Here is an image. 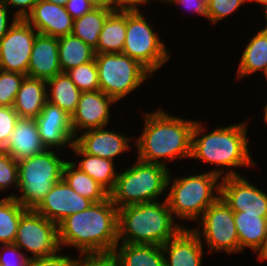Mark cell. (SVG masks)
<instances>
[{"label":"cell","instance_id":"6da1fadb","mask_svg":"<svg viewBox=\"0 0 267 266\" xmlns=\"http://www.w3.org/2000/svg\"><path fill=\"white\" fill-rule=\"evenodd\" d=\"M248 125V121L222 127L219 125L209 132L201 120H196L190 160L197 159L203 164H211V167L214 165V169L208 171L220 178L241 176L238 167H248V171L256 169L257 164L249 149Z\"/></svg>","mask_w":267,"mask_h":266},{"label":"cell","instance_id":"7a4b0ae2","mask_svg":"<svg viewBox=\"0 0 267 266\" xmlns=\"http://www.w3.org/2000/svg\"><path fill=\"white\" fill-rule=\"evenodd\" d=\"M167 112L158 107L155 111L143 113L142 132L137 139L134 138L137 159L167 167V163L190 159L196 119L180 118Z\"/></svg>","mask_w":267,"mask_h":266},{"label":"cell","instance_id":"3957f363","mask_svg":"<svg viewBox=\"0 0 267 266\" xmlns=\"http://www.w3.org/2000/svg\"><path fill=\"white\" fill-rule=\"evenodd\" d=\"M61 250L74 248L79 254L113 252L118 244V208L110 197L66 217L58 224Z\"/></svg>","mask_w":267,"mask_h":266},{"label":"cell","instance_id":"277c9868","mask_svg":"<svg viewBox=\"0 0 267 266\" xmlns=\"http://www.w3.org/2000/svg\"><path fill=\"white\" fill-rule=\"evenodd\" d=\"M184 226L174 219L166 197L118 209V243L162 246Z\"/></svg>","mask_w":267,"mask_h":266},{"label":"cell","instance_id":"5b68a950","mask_svg":"<svg viewBox=\"0 0 267 266\" xmlns=\"http://www.w3.org/2000/svg\"><path fill=\"white\" fill-rule=\"evenodd\" d=\"M191 174L175 177L170 171L165 197L174 219L195 223L220 197L221 178L210 171Z\"/></svg>","mask_w":267,"mask_h":266},{"label":"cell","instance_id":"8992f818","mask_svg":"<svg viewBox=\"0 0 267 266\" xmlns=\"http://www.w3.org/2000/svg\"><path fill=\"white\" fill-rule=\"evenodd\" d=\"M135 159L129 168L126 166V169L120 170L114 189L109 193L112 203L118 209L159 201L163 194L166 195L170 168Z\"/></svg>","mask_w":267,"mask_h":266},{"label":"cell","instance_id":"52a82bcc","mask_svg":"<svg viewBox=\"0 0 267 266\" xmlns=\"http://www.w3.org/2000/svg\"><path fill=\"white\" fill-rule=\"evenodd\" d=\"M59 151L47 149L41 154L18 161L20 193L14 191L7 197H13L24 208L34 210L54 184L62 179L63 168L68 158H64V155L62 157Z\"/></svg>","mask_w":267,"mask_h":266},{"label":"cell","instance_id":"ba28073f","mask_svg":"<svg viewBox=\"0 0 267 266\" xmlns=\"http://www.w3.org/2000/svg\"><path fill=\"white\" fill-rule=\"evenodd\" d=\"M142 11L144 9L126 11V40L122 53L137 60L154 76L172 54Z\"/></svg>","mask_w":267,"mask_h":266},{"label":"cell","instance_id":"9c48e42d","mask_svg":"<svg viewBox=\"0 0 267 266\" xmlns=\"http://www.w3.org/2000/svg\"><path fill=\"white\" fill-rule=\"evenodd\" d=\"M94 60L100 90L117 103L153 77L137 60L123 53L95 54Z\"/></svg>","mask_w":267,"mask_h":266},{"label":"cell","instance_id":"30bf717a","mask_svg":"<svg viewBox=\"0 0 267 266\" xmlns=\"http://www.w3.org/2000/svg\"><path fill=\"white\" fill-rule=\"evenodd\" d=\"M200 238L203 246L207 245V252H225L228 255L240 254V244L234 211L219 197L203 213L191 228Z\"/></svg>","mask_w":267,"mask_h":266},{"label":"cell","instance_id":"8fae6325","mask_svg":"<svg viewBox=\"0 0 267 266\" xmlns=\"http://www.w3.org/2000/svg\"><path fill=\"white\" fill-rule=\"evenodd\" d=\"M14 244L32 259L57 253L61 248L58 225L33 209H27L20 218ZM26 250V251H25Z\"/></svg>","mask_w":267,"mask_h":266},{"label":"cell","instance_id":"7c38bea8","mask_svg":"<svg viewBox=\"0 0 267 266\" xmlns=\"http://www.w3.org/2000/svg\"><path fill=\"white\" fill-rule=\"evenodd\" d=\"M37 34L26 20L18 19L0 39V69L27 75Z\"/></svg>","mask_w":267,"mask_h":266},{"label":"cell","instance_id":"4fadbf2b","mask_svg":"<svg viewBox=\"0 0 267 266\" xmlns=\"http://www.w3.org/2000/svg\"><path fill=\"white\" fill-rule=\"evenodd\" d=\"M220 197L234 212L267 217V193L249 182L246 176L221 178Z\"/></svg>","mask_w":267,"mask_h":266},{"label":"cell","instance_id":"5bb4252c","mask_svg":"<svg viewBox=\"0 0 267 266\" xmlns=\"http://www.w3.org/2000/svg\"><path fill=\"white\" fill-rule=\"evenodd\" d=\"M112 105L116 101L101 90L82 92L76 111L71 116V127L75 137L84 131L109 126Z\"/></svg>","mask_w":267,"mask_h":266},{"label":"cell","instance_id":"9a60e30c","mask_svg":"<svg viewBox=\"0 0 267 266\" xmlns=\"http://www.w3.org/2000/svg\"><path fill=\"white\" fill-rule=\"evenodd\" d=\"M92 203L91 200L76 193L61 179L54 184L34 210L58 225L66 217L88 209Z\"/></svg>","mask_w":267,"mask_h":266},{"label":"cell","instance_id":"2e32d148","mask_svg":"<svg viewBox=\"0 0 267 266\" xmlns=\"http://www.w3.org/2000/svg\"><path fill=\"white\" fill-rule=\"evenodd\" d=\"M107 129L103 127L81 132L75 137V143L87 154L115 162L122 154L133 149V138L120 131Z\"/></svg>","mask_w":267,"mask_h":266},{"label":"cell","instance_id":"e0dca14e","mask_svg":"<svg viewBox=\"0 0 267 266\" xmlns=\"http://www.w3.org/2000/svg\"><path fill=\"white\" fill-rule=\"evenodd\" d=\"M35 120L42 143L47 149L62 152L61 149L68 150L72 147L75 135L71 127V116L64 110L47 101Z\"/></svg>","mask_w":267,"mask_h":266},{"label":"cell","instance_id":"ac0fdd59","mask_svg":"<svg viewBox=\"0 0 267 266\" xmlns=\"http://www.w3.org/2000/svg\"><path fill=\"white\" fill-rule=\"evenodd\" d=\"M38 33L62 37L73 30V18L65 6L38 0L32 12L25 19Z\"/></svg>","mask_w":267,"mask_h":266},{"label":"cell","instance_id":"d6986e66","mask_svg":"<svg viewBox=\"0 0 267 266\" xmlns=\"http://www.w3.org/2000/svg\"><path fill=\"white\" fill-rule=\"evenodd\" d=\"M165 266H202L204 246L190 228H182L162 246Z\"/></svg>","mask_w":267,"mask_h":266},{"label":"cell","instance_id":"ffe728a7","mask_svg":"<svg viewBox=\"0 0 267 266\" xmlns=\"http://www.w3.org/2000/svg\"><path fill=\"white\" fill-rule=\"evenodd\" d=\"M60 73L58 38L38 33L33 43L27 76L47 81Z\"/></svg>","mask_w":267,"mask_h":266},{"label":"cell","instance_id":"44dd1931","mask_svg":"<svg viewBox=\"0 0 267 266\" xmlns=\"http://www.w3.org/2000/svg\"><path fill=\"white\" fill-rule=\"evenodd\" d=\"M34 118H19L3 151L17 162L46 151Z\"/></svg>","mask_w":267,"mask_h":266},{"label":"cell","instance_id":"7402d4cb","mask_svg":"<svg viewBox=\"0 0 267 266\" xmlns=\"http://www.w3.org/2000/svg\"><path fill=\"white\" fill-rule=\"evenodd\" d=\"M234 221L240 244V254L246 249L259 254L267 240V217L260 214L234 212Z\"/></svg>","mask_w":267,"mask_h":266},{"label":"cell","instance_id":"603a6c76","mask_svg":"<svg viewBox=\"0 0 267 266\" xmlns=\"http://www.w3.org/2000/svg\"><path fill=\"white\" fill-rule=\"evenodd\" d=\"M70 150L74 156L81 157L80 160L76 158V161H72L77 168L99 183L108 193L114 189L119 173L114 161L87 154L75 142Z\"/></svg>","mask_w":267,"mask_h":266},{"label":"cell","instance_id":"cb8c5ba5","mask_svg":"<svg viewBox=\"0 0 267 266\" xmlns=\"http://www.w3.org/2000/svg\"><path fill=\"white\" fill-rule=\"evenodd\" d=\"M47 102V82L26 76L16 95L13 108L20 118H36Z\"/></svg>","mask_w":267,"mask_h":266},{"label":"cell","instance_id":"d4e9b609","mask_svg":"<svg viewBox=\"0 0 267 266\" xmlns=\"http://www.w3.org/2000/svg\"><path fill=\"white\" fill-rule=\"evenodd\" d=\"M237 68L236 81L264 72L267 67V33L261 27L246 43Z\"/></svg>","mask_w":267,"mask_h":266},{"label":"cell","instance_id":"484cf974","mask_svg":"<svg viewBox=\"0 0 267 266\" xmlns=\"http://www.w3.org/2000/svg\"><path fill=\"white\" fill-rule=\"evenodd\" d=\"M113 254L117 266H165L163 249L154 244L118 243Z\"/></svg>","mask_w":267,"mask_h":266},{"label":"cell","instance_id":"4316f807","mask_svg":"<svg viewBox=\"0 0 267 266\" xmlns=\"http://www.w3.org/2000/svg\"><path fill=\"white\" fill-rule=\"evenodd\" d=\"M126 40V11L114 10L104 21L95 54L122 53Z\"/></svg>","mask_w":267,"mask_h":266},{"label":"cell","instance_id":"83f0119b","mask_svg":"<svg viewBox=\"0 0 267 266\" xmlns=\"http://www.w3.org/2000/svg\"><path fill=\"white\" fill-rule=\"evenodd\" d=\"M47 101L72 116L76 111L81 91L67 73H60L47 81Z\"/></svg>","mask_w":267,"mask_h":266},{"label":"cell","instance_id":"f1b7e54d","mask_svg":"<svg viewBox=\"0 0 267 266\" xmlns=\"http://www.w3.org/2000/svg\"><path fill=\"white\" fill-rule=\"evenodd\" d=\"M72 160H74L73 157L71 160L68 159L63 168L62 179L67 185L93 203L106 200L109 193L89 175L77 168Z\"/></svg>","mask_w":267,"mask_h":266},{"label":"cell","instance_id":"f546056e","mask_svg":"<svg viewBox=\"0 0 267 266\" xmlns=\"http://www.w3.org/2000/svg\"><path fill=\"white\" fill-rule=\"evenodd\" d=\"M59 65L63 73L92 61L95 51L72 34L58 38Z\"/></svg>","mask_w":267,"mask_h":266},{"label":"cell","instance_id":"4dcf8cb0","mask_svg":"<svg viewBox=\"0 0 267 266\" xmlns=\"http://www.w3.org/2000/svg\"><path fill=\"white\" fill-rule=\"evenodd\" d=\"M113 10L94 8L82 17L73 20L72 35L80 38L94 50L97 48L99 34L103 28L104 21Z\"/></svg>","mask_w":267,"mask_h":266},{"label":"cell","instance_id":"1f68e13d","mask_svg":"<svg viewBox=\"0 0 267 266\" xmlns=\"http://www.w3.org/2000/svg\"><path fill=\"white\" fill-rule=\"evenodd\" d=\"M27 209L13 197H0V244L14 243L21 215Z\"/></svg>","mask_w":267,"mask_h":266},{"label":"cell","instance_id":"d6a6232c","mask_svg":"<svg viewBox=\"0 0 267 266\" xmlns=\"http://www.w3.org/2000/svg\"><path fill=\"white\" fill-rule=\"evenodd\" d=\"M81 92L100 90L96 62L79 65L66 72Z\"/></svg>","mask_w":267,"mask_h":266},{"label":"cell","instance_id":"836d02e7","mask_svg":"<svg viewBox=\"0 0 267 266\" xmlns=\"http://www.w3.org/2000/svg\"><path fill=\"white\" fill-rule=\"evenodd\" d=\"M26 76L0 69V106L13 107L16 95Z\"/></svg>","mask_w":267,"mask_h":266},{"label":"cell","instance_id":"e575fe53","mask_svg":"<svg viewBox=\"0 0 267 266\" xmlns=\"http://www.w3.org/2000/svg\"><path fill=\"white\" fill-rule=\"evenodd\" d=\"M250 0H211L207 6V20L210 24L218 25L225 18L230 17L234 12Z\"/></svg>","mask_w":267,"mask_h":266},{"label":"cell","instance_id":"d590c367","mask_svg":"<svg viewBox=\"0 0 267 266\" xmlns=\"http://www.w3.org/2000/svg\"><path fill=\"white\" fill-rule=\"evenodd\" d=\"M14 187V188H13ZM18 190V162L8 153L0 150V191Z\"/></svg>","mask_w":267,"mask_h":266},{"label":"cell","instance_id":"8d00e7d4","mask_svg":"<svg viewBox=\"0 0 267 266\" xmlns=\"http://www.w3.org/2000/svg\"><path fill=\"white\" fill-rule=\"evenodd\" d=\"M31 260L14 243L0 244V266H30Z\"/></svg>","mask_w":267,"mask_h":266},{"label":"cell","instance_id":"74e56055","mask_svg":"<svg viewBox=\"0 0 267 266\" xmlns=\"http://www.w3.org/2000/svg\"><path fill=\"white\" fill-rule=\"evenodd\" d=\"M19 118L13 107L0 106V150L5 148Z\"/></svg>","mask_w":267,"mask_h":266},{"label":"cell","instance_id":"f35d334b","mask_svg":"<svg viewBox=\"0 0 267 266\" xmlns=\"http://www.w3.org/2000/svg\"><path fill=\"white\" fill-rule=\"evenodd\" d=\"M73 266H117L113 252L77 254Z\"/></svg>","mask_w":267,"mask_h":266},{"label":"cell","instance_id":"ab89813d","mask_svg":"<svg viewBox=\"0 0 267 266\" xmlns=\"http://www.w3.org/2000/svg\"><path fill=\"white\" fill-rule=\"evenodd\" d=\"M75 257L72 255H64L61 249L50 256L32 259L30 266H73Z\"/></svg>","mask_w":267,"mask_h":266},{"label":"cell","instance_id":"60d3db41","mask_svg":"<svg viewBox=\"0 0 267 266\" xmlns=\"http://www.w3.org/2000/svg\"><path fill=\"white\" fill-rule=\"evenodd\" d=\"M18 19L25 20L38 0H1ZM14 11V12H13Z\"/></svg>","mask_w":267,"mask_h":266},{"label":"cell","instance_id":"b9f144b4","mask_svg":"<svg viewBox=\"0 0 267 266\" xmlns=\"http://www.w3.org/2000/svg\"><path fill=\"white\" fill-rule=\"evenodd\" d=\"M168 4H170V6H182V9H187V12L190 10V13L194 12V15L198 14L199 17H205L207 20V6L199 0H171Z\"/></svg>","mask_w":267,"mask_h":266},{"label":"cell","instance_id":"7bdbcfd3","mask_svg":"<svg viewBox=\"0 0 267 266\" xmlns=\"http://www.w3.org/2000/svg\"><path fill=\"white\" fill-rule=\"evenodd\" d=\"M95 7L87 0H68L65 4V9L73 19L82 17L84 14L90 12Z\"/></svg>","mask_w":267,"mask_h":266},{"label":"cell","instance_id":"ee69618b","mask_svg":"<svg viewBox=\"0 0 267 266\" xmlns=\"http://www.w3.org/2000/svg\"><path fill=\"white\" fill-rule=\"evenodd\" d=\"M0 0V39L9 31L18 18Z\"/></svg>","mask_w":267,"mask_h":266},{"label":"cell","instance_id":"f6af8a7d","mask_svg":"<svg viewBox=\"0 0 267 266\" xmlns=\"http://www.w3.org/2000/svg\"><path fill=\"white\" fill-rule=\"evenodd\" d=\"M150 1L156 2V0H114V10H123V11H135V10H141L148 5Z\"/></svg>","mask_w":267,"mask_h":266},{"label":"cell","instance_id":"bcb514c9","mask_svg":"<svg viewBox=\"0 0 267 266\" xmlns=\"http://www.w3.org/2000/svg\"><path fill=\"white\" fill-rule=\"evenodd\" d=\"M95 8H104L114 11V0H87Z\"/></svg>","mask_w":267,"mask_h":266},{"label":"cell","instance_id":"7dc6e473","mask_svg":"<svg viewBox=\"0 0 267 266\" xmlns=\"http://www.w3.org/2000/svg\"><path fill=\"white\" fill-rule=\"evenodd\" d=\"M257 258H258L257 261L259 260V262L267 261V240H266L264 248L258 254Z\"/></svg>","mask_w":267,"mask_h":266},{"label":"cell","instance_id":"c3c4849f","mask_svg":"<svg viewBox=\"0 0 267 266\" xmlns=\"http://www.w3.org/2000/svg\"><path fill=\"white\" fill-rule=\"evenodd\" d=\"M250 3H258L257 5H261V9H263V13L267 12V0H250Z\"/></svg>","mask_w":267,"mask_h":266},{"label":"cell","instance_id":"681fc988","mask_svg":"<svg viewBox=\"0 0 267 266\" xmlns=\"http://www.w3.org/2000/svg\"><path fill=\"white\" fill-rule=\"evenodd\" d=\"M44 1H48L62 6H65V4L68 2V0H44Z\"/></svg>","mask_w":267,"mask_h":266},{"label":"cell","instance_id":"f907efd6","mask_svg":"<svg viewBox=\"0 0 267 266\" xmlns=\"http://www.w3.org/2000/svg\"><path fill=\"white\" fill-rule=\"evenodd\" d=\"M262 111H263L262 113L264 114L262 119H264L263 122H265L264 124H266L267 126V103L265 104Z\"/></svg>","mask_w":267,"mask_h":266},{"label":"cell","instance_id":"816d5d0a","mask_svg":"<svg viewBox=\"0 0 267 266\" xmlns=\"http://www.w3.org/2000/svg\"><path fill=\"white\" fill-rule=\"evenodd\" d=\"M263 15H264V23H263V25H264V27H262L263 29H264V31L267 33V12H265V13H263Z\"/></svg>","mask_w":267,"mask_h":266},{"label":"cell","instance_id":"f5cc1de1","mask_svg":"<svg viewBox=\"0 0 267 266\" xmlns=\"http://www.w3.org/2000/svg\"><path fill=\"white\" fill-rule=\"evenodd\" d=\"M261 74L264 76V79L266 80V83H267V67L265 68L264 72Z\"/></svg>","mask_w":267,"mask_h":266},{"label":"cell","instance_id":"db71d44e","mask_svg":"<svg viewBox=\"0 0 267 266\" xmlns=\"http://www.w3.org/2000/svg\"><path fill=\"white\" fill-rule=\"evenodd\" d=\"M158 1V3L159 2H161V4L163 3H165L166 5H168V3L171 1V0H156V2Z\"/></svg>","mask_w":267,"mask_h":266},{"label":"cell","instance_id":"11a10c76","mask_svg":"<svg viewBox=\"0 0 267 266\" xmlns=\"http://www.w3.org/2000/svg\"><path fill=\"white\" fill-rule=\"evenodd\" d=\"M199 1L208 6L211 0H199Z\"/></svg>","mask_w":267,"mask_h":266}]
</instances>
